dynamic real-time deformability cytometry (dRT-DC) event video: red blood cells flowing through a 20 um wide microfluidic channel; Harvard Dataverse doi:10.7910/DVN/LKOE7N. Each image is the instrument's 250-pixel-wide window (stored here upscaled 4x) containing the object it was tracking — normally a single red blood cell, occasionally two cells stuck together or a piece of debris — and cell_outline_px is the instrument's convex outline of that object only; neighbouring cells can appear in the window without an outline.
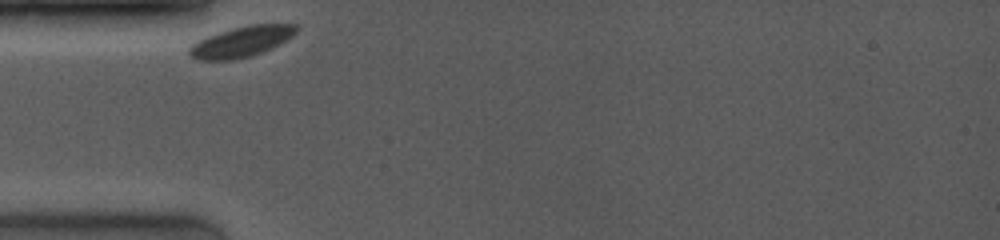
{"species": "common noctule bat (a hibernating species)", "species_latin": "Nyctalus noctula", "temperature_condition": "room temperature", "stored_images_in_passage": 2, "camera_frame_rate_fps": 4000, "um_per_image_px": 0.085, "animal": {"sex": "female", "body_mass_g": 19.0, "forearm_length_mm": 53.3}, "frame": {"image": 1, "passage_image": 1, "time_ms": 0.0, "image_size_px": [1000, 240], "cell_outline_px": [[300, 28], [292, 36], [280, 44], [272, 48], [252, 56], [232, 60], [196, 60], [188, 56], [188, 48], [192, 44], [208, 36], [232, 28], [248, 24], [296, 24]], "centroid_in_image_um": [20.52, 3.55], "position_along_channel_um": 64.5, "area_um2": 19.25}}